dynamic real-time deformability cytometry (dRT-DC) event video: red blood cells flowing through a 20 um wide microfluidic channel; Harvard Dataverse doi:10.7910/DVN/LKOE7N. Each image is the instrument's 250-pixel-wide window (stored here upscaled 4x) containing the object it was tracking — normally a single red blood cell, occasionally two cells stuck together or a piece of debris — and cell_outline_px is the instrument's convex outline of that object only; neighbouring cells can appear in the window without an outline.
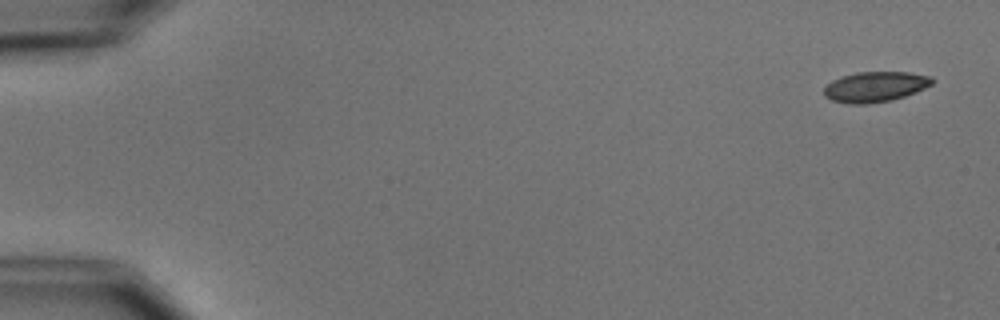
{"species": "common noctule bat (a hibernating species)", "species_latin": "Nyctalus noctula", "temperature_condition": "cold", "stored_images_in_passage": 7, "camera_frame_rate_fps": 3000, "um_per_image_px": 0.085, "animal": {"sex": "male", "body_mass_g": 15.6}, "frame": {"image": 1, "passage_image": 1, "time_ms": 0.0, "image_size_px": [1000, 320], "cell_outline_px": [[936, 80], [932, 84], [916, 92], [892, 100], [864, 104], [848, 104], [832, 100], [824, 96], [824, 88], [832, 80], [840, 76], [856, 72], [908, 72], [932, 76]], "centroid_in_image_um": [74.4, 7.37], "position_along_channel_um": 10.6, "area_um2": 19.25}}
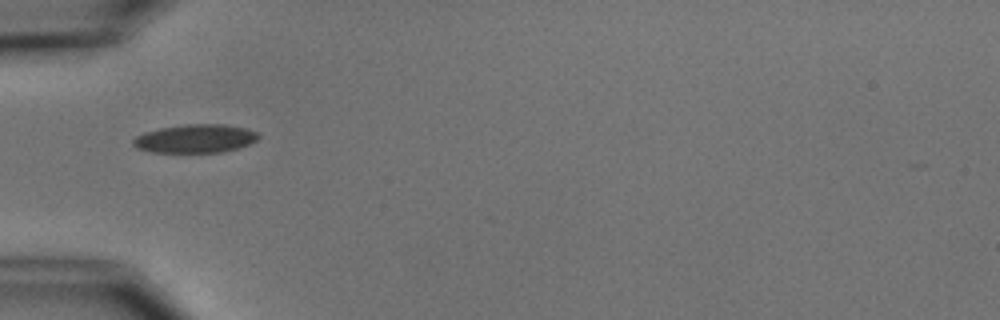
{"frame": {"image": 2, "passage_image": 5, "time_ms": 5.333, "image_size_px": [1000, 320], "cell_outline_px": [[260, 136], [256, 140], [248, 144], [236, 148], [220, 152], [152, 152], [136, 148], [132, 144], [132, 140], [136, 136], [144, 132], [160, 128], [184, 124], [224, 124], [248, 128], [256, 132]], "centroid_in_image_um": [16.57, 11.77], "position_along_channel_um": 68.4, "area_um2": 20.75}}
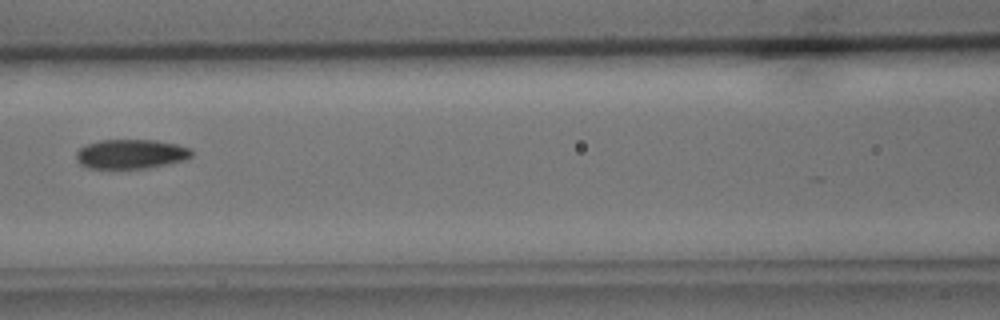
{"frame": {"image": 3, "passage_image": 7, "time_ms": 7.667, "image_size_px": [1000, 320], "cell_outline_px": [[192, 156], [184, 160], [168, 164], [148, 168], [88, 168], [80, 164], [76, 160], [76, 152], [80, 148], [88, 144], [100, 140], [156, 140], [176, 144], [192, 148]], "centroid_in_image_um": [11.14, 13.09], "position_along_channel_um": 155.5, "area_um2": 19.83}}